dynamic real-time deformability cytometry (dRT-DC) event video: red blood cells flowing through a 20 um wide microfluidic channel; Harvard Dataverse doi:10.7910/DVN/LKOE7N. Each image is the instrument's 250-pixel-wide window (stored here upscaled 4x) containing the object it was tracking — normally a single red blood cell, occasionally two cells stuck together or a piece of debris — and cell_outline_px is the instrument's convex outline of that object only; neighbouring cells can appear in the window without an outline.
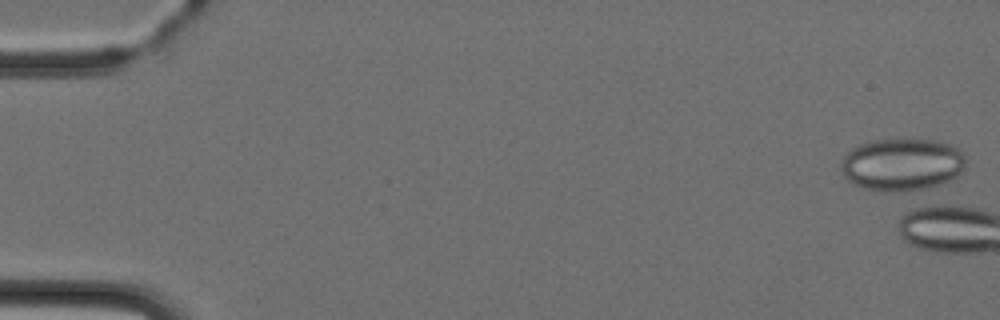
{"species": "Egyptian fruit bat (a non-hibernating species)", "species_latin": "Rousettus aegyptiacus", "temperature_condition": "cold", "stored_images_in_passage": 5, "camera_frame_rate_fps": 3000, "um_per_image_px": 0.085, "animal": {"sex": "female"}, "frame": {"image": 1, "passage_image": 1, "time_ms": 0.0, "image_size_px": [1000, 320], "cell_outline_px": [[964, 168], [956, 176], [948, 180], [920, 192], [884, 192], [864, 188], [848, 180], [844, 176], [840, 168], [840, 164], [844, 156], [852, 148], [860, 144], [872, 140], [936, 140], [952, 144], [964, 156]], "centroid_in_image_um": [76.65, 14.01], "position_along_channel_um": 8.3, "area_um2": 38.32}}